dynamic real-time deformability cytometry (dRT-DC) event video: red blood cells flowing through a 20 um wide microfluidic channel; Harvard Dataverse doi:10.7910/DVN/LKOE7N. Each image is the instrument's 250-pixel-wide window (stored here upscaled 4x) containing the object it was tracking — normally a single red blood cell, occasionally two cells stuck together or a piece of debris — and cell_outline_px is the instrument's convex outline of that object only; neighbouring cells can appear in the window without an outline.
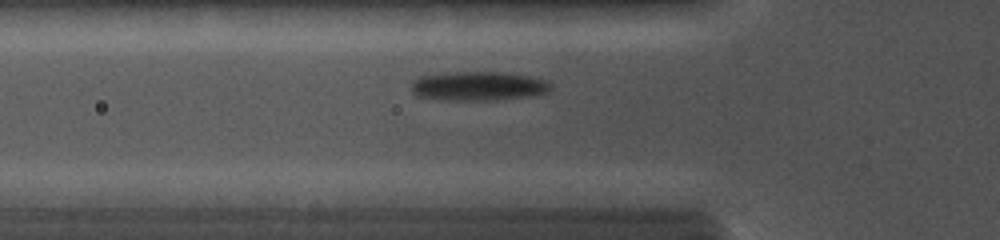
{"species": "common noctule bat (a hibernating species)", "species_latin": "Nyctalus noctula", "temperature_condition": "cold", "stored_images_in_passage": 29, "camera_frame_rate_fps": 5000, "um_per_image_px": 0.085, "animal": {"sex": "female", "body_mass_g": 19.0, "forearm_length_mm": 56.7}, "frame": {"image": 1, "passage_image": 5, "time_ms": 1.8, "image_size_px": [1000, 240], "cell_outline_px": [[552, 88], [548, 92], [528, 96], [496, 100], [444, 100], [416, 96], [412, 92], [412, 80], [420, 76], [448, 72], [504, 72], [528, 76], [544, 80], [552, 84]], "centroid_in_image_um": [40.63, 7.31], "position_along_channel_um": 85.2, "area_um2": 23.76}}
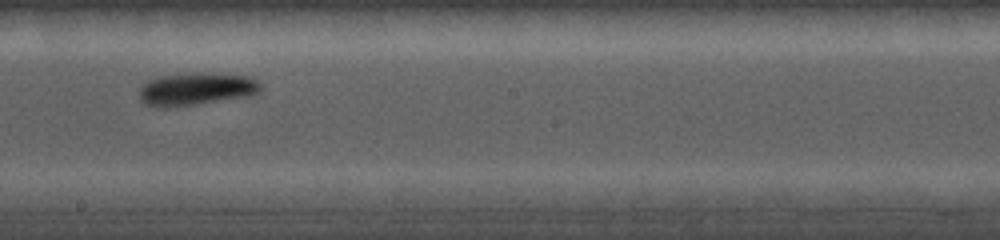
{"frame": {"image": 2, "passage_image": 15, "time_ms": 5.2, "image_size_px": [1000, 240], "cell_outline_px": [[260, 92], [248, 96], [196, 104], [168, 108], [156, 108], [144, 104], [140, 100], [140, 88], [148, 80], [160, 76], [204, 72], [244, 76], [256, 80], [260, 84]], "centroid_in_image_um": [16.62, 7.58], "position_along_channel_um": 231.6, "area_um2": 23.0}}
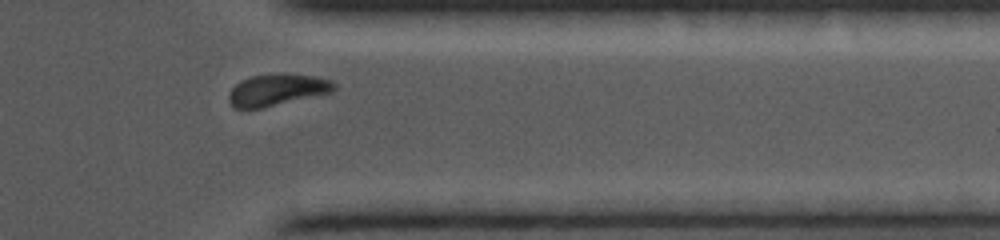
{"frame": {"image": 3, "passage_image": 26, "time_ms": 8.8, "image_size_px": [1000, 240], "cell_outline_px": [[336, 88], [332, 92], [260, 108], [236, 108], [228, 100], [228, 96], [232, 88], [240, 80], [252, 76], [316, 76], [332, 80], [336, 84]], "centroid_in_image_um": [23.56, 7.66], "position_along_channel_um": 387.8, "area_um2": 18.55}}